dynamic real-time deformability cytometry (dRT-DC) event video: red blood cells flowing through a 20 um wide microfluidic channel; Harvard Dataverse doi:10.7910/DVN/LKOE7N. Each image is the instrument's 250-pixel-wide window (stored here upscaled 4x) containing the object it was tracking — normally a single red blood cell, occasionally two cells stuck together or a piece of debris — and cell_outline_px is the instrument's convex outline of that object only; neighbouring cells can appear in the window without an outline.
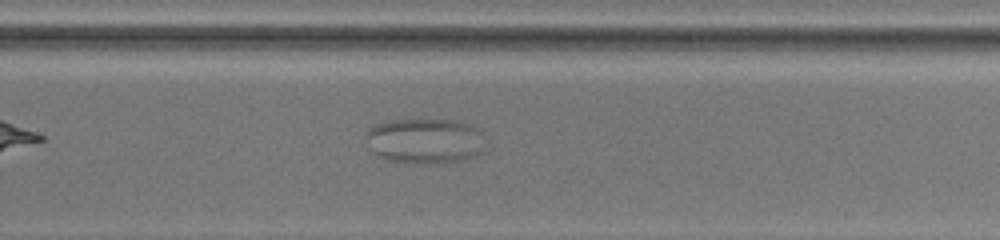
{"species": "common noctule bat (a hibernating species)", "species_latin": "Nyctalus noctula", "temperature_condition": "warm", "stored_images_in_passage": 15, "camera_frame_rate_fps": 3000, "um_per_image_px": 0.085, "animal": {"sex": "female", "body_mass_g": 19.5, "forearm_length_mm": 54.1}, "frame": {"image": 1, "passage_image": 13, "time_ms": 11.333, "image_size_px": [1000, 240], "cell_outline_px": [[480, 152], [464, 160], [428, 164], [384, 160], [376, 156], [372, 152], [364, 136], [368, 128], [376, 124], [388, 120], [452, 120], [468, 124], [476, 128], [480, 132]], "centroid_in_image_um": [35.99, 11.98], "position_along_channel_um": 293.8, "area_um2": 31.27}}